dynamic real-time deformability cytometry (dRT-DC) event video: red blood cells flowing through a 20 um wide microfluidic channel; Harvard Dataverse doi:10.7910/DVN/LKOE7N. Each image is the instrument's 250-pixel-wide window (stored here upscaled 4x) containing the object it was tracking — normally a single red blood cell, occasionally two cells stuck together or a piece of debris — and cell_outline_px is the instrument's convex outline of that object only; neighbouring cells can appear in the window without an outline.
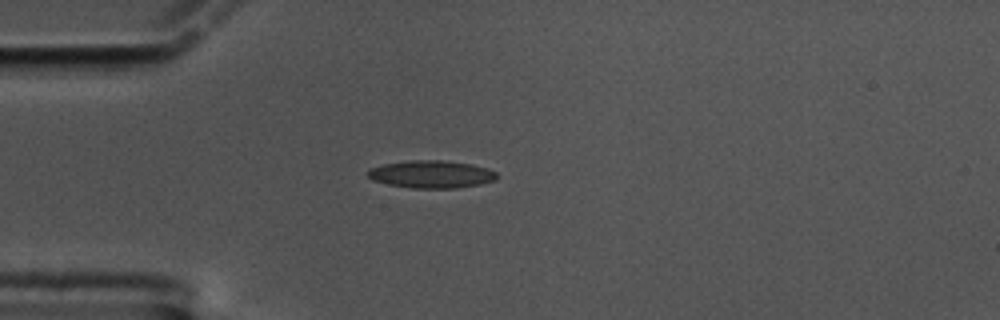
{"species": "common noctule bat (a hibernating species)", "species_latin": "Nyctalus noctula", "temperature_condition": "cold", "stored_images_in_passage": 45, "camera_frame_rate_fps": 3000, "um_per_image_px": 0.085, "animal": {"sex": "male", "body_mass_g": 17.5, "forearm_length_mm": 52.3}, "frame": {"image": 1, "passage_image": 1, "time_ms": 0.0, "image_size_px": [1000, 320], "cell_outline_px": [[496, 180], [480, 184], [456, 188], [412, 188], [388, 184], [372, 180], [368, 176], [368, 172], [372, 168], [384, 164], [412, 160], [440, 160], [472, 164], [488, 168], [496, 172]], "centroid_in_image_um": [36.69, 14.81], "position_along_channel_um": 48.3, "area_um2": 20.58}}
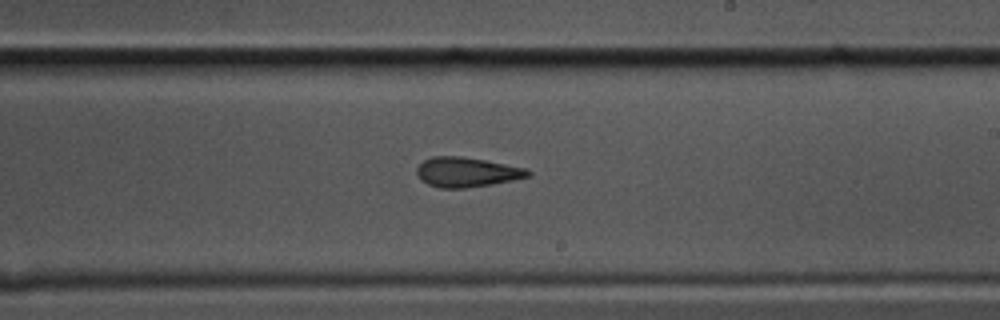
{"frame": {"image": 2, "passage_image": 20, "time_ms": 6.333, "image_size_px": [1000, 320], "cell_outline_px": [[532, 176], [492, 184], [464, 188], [440, 188], [428, 184], [420, 180], [416, 172], [416, 168], [424, 160], [432, 156], [460, 156], [484, 160], [524, 168], [532, 172]], "centroid_in_image_um": [39.64, 14.63], "position_along_channel_um": 249.4, "area_um2": 19.19}}
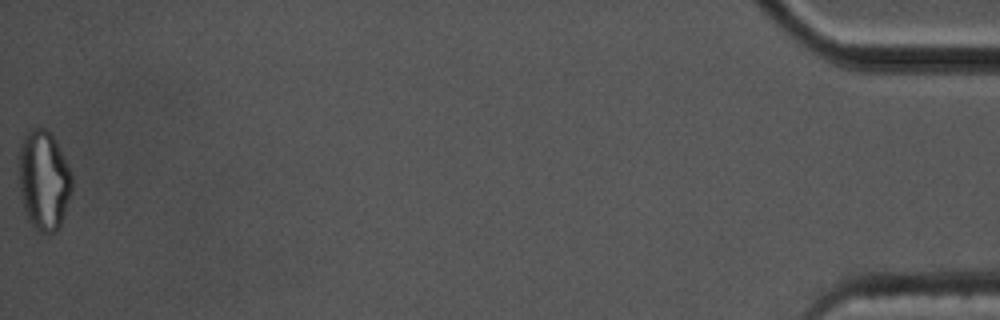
{"frame": {"image": 3, "passage_image": 45, "time_ms": 14.667, "image_size_px": [1000, 320], "cell_outline_px": [[72, 192], [60, 228], [56, 232], [48, 236], [40, 232], [28, 220], [24, 212], [20, 192], [16, 156], [20, 144], [28, 128], [44, 128], [56, 140], [72, 172]], "centroid_in_image_um": [3.7, 15.33], "position_along_channel_um": 431.5, "area_um2": 31.96}, "authors_computed_cell_mechanics": {"area_um2": 19.8254, "velocity_mm_per_s": 3.3776, "shape_relaxation_time_tau1_ms": 9.7585, "shape_relaxation_time_tau2_ms": 3.7425, "deformation_change_tau1": 0.2315, "deformation_change_tau2": 0.1337}}